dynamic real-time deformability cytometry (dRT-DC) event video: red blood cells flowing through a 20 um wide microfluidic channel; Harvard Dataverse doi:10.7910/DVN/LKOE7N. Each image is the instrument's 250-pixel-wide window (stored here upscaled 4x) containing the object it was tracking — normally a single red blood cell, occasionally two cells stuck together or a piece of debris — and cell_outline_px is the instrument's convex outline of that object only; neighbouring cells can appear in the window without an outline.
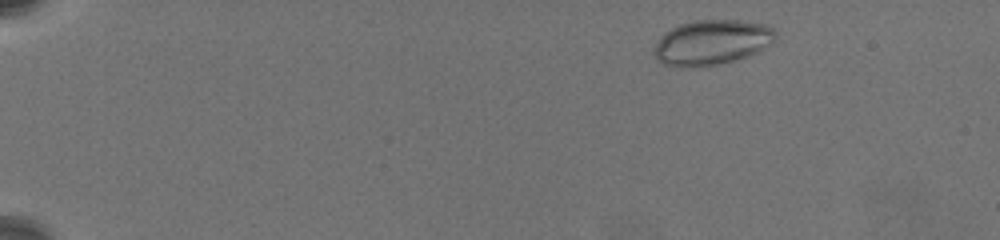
{"species": "common noctule bat (a hibernating species)", "species_latin": "Nyctalus noctula", "temperature_condition": "warm", "stored_images_in_passage": 13, "camera_frame_rate_fps": 3000, "um_per_image_px": 0.085, "animal": {"sex": "female", "body_mass_g": 19.5, "forearm_length_mm": 54.1}, "frame": {"image": 1, "passage_image": 3, "time_ms": 0.667, "image_size_px": [1000, 240], "cell_outline_px": [[776, 40], [772, 44], [756, 52], [732, 60], [716, 64], [688, 68], [664, 64], [656, 60], [656, 44], [660, 36], [664, 32], [680, 24], [692, 20], [740, 20], [764, 24], [772, 28], [776, 32]], "centroid_in_image_um": [60.51, 3.58], "position_along_channel_um": 24.5, "area_um2": 31.62}}
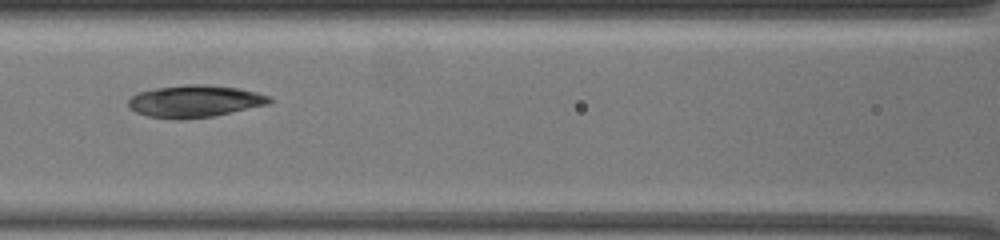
{"frame": {"image": 2, "passage_image": 11, "time_ms": 8.0, "image_size_px": [1000, 240], "cell_outline_px": [[272, 100], [268, 104], [212, 116], [184, 120], [172, 120], [148, 116], [136, 112], [128, 108], [128, 100], [136, 92], [156, 88], [184, 84], [208, 84], [240, 88], [256, 92], [268, 96]], "centroid_in_image_um": [16.5, 8.6], "position_along_channel_um": 150.1, "area_um2": 26.65}}
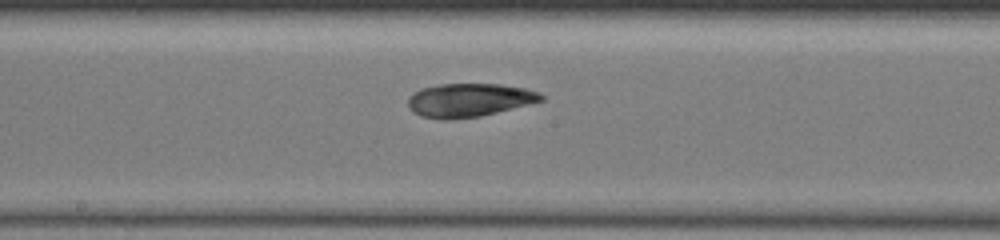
{"frame": {"image": 3, "passage_image": 13, "time_ms": 9.667, "image_size_px": [1000, 240], "cell_outline_px": [[544, 100], [480, 116], [448, 120], [444, 120], [420, 116], [412, 112], [408, 108], [408, 96], [420, 88], [440, 84], [500, 84], [524, 88], [540, 92], [544, 96]], "centroid_in_image_um": [39.83, 8.51], "position_along_channel_um": 208.4, "area_um2": 26.07}}